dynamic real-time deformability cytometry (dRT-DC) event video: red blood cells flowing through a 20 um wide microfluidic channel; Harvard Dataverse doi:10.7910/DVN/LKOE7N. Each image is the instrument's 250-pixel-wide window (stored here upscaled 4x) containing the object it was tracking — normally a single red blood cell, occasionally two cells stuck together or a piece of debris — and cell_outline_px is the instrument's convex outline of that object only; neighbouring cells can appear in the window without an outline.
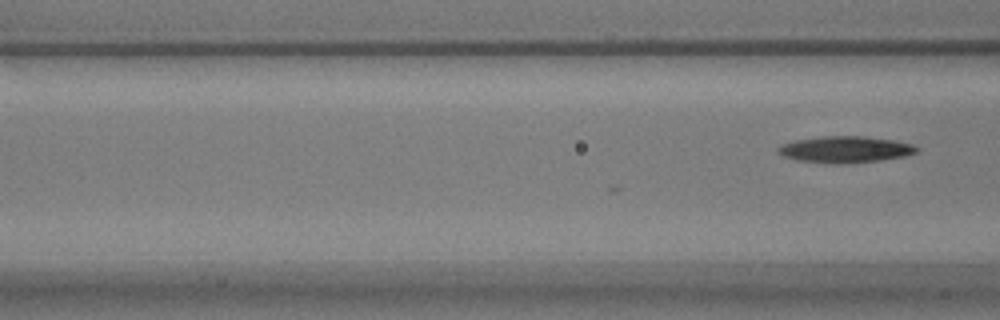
{"species": "common noctule bat (a hibernating species)", "species_latin": "Nyctalus noctula", "temperature_condition": "warm", "stored_images_in_passage": 4, "camera_frame_rate_fps": 3000, "um_per_image_px": 0.085, "animal": {"sex": "male", "body_mass_g": 17.9}, "frame": {"image": 1, "passage_image": 4, "time_ms": 1.0, "image_size_px": [1000, 320], "cell_outline_px": [[920, 148], [916, 152], [904, 156], [880, 160], [796, 160], [784, 156], [776, 152], [776, 148], [780, 144], [796, 140], [820, 136], [864, 136], [892, 140], [912, 144]], "centroid_in_image_um": [71.83, 12.63], "position_along_channel_um": 94.8, "area_um2": 20.11}}